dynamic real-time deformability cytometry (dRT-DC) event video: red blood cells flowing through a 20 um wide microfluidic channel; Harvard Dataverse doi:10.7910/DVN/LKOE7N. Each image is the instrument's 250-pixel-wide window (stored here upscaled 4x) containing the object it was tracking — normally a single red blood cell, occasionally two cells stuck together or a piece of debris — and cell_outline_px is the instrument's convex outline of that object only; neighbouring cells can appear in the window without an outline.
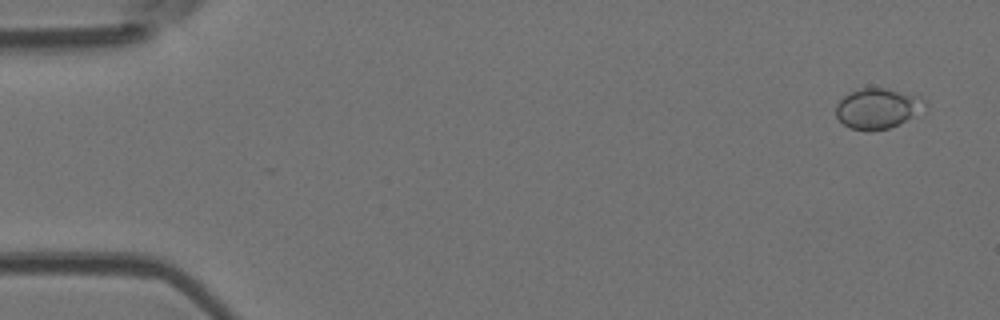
{"species": "Egyptian fruit bat (a non-hibernating species)", "species_latin": "Rousettus aegyptiacus", "temperature_condition": "room temperature", "stored_images_in_passage": 5, "camera_frame_rate_fps": 3000, "um_per_image_px": 0.085, "animal": {"sex": "female"}, "frame": {"image": 1, "passage_image": 1, "time_ms": 0.0, "image_size_px": [1000, 320], "cell_outline_px": [[928, 108], [888, 128], [872, 132], [868, 132], [848, 128], [836, 116], [836, 104], [844, 96], [860, 88], [884, 88], [916, 96], [928, 100]], "centroid_in_image_um": [74.59, 9.23], "position_along_channel_um": 10.4, "area_um2": 20.87}}
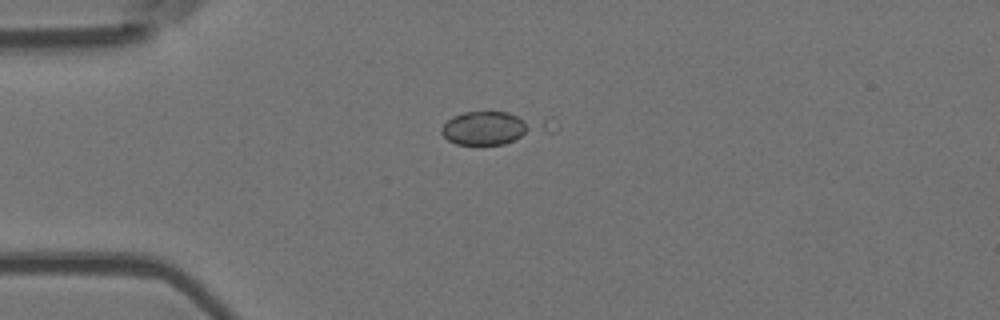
{"frame": {"image": 2, "passage_image": 4, "time_ms": 3.667, "image_size_px": [1000, 320], "cell_outline_px": [[552, 132], [504, 144], [456, 144], [448, 140], [440, 132], [440, 128], [452, 116], [464, 112], [508, 112], [544, 116]], "centroid_in_image_um": [41.93, 10.85], "position_along_channel_um": 43.1, "area_um2": 20.98}}